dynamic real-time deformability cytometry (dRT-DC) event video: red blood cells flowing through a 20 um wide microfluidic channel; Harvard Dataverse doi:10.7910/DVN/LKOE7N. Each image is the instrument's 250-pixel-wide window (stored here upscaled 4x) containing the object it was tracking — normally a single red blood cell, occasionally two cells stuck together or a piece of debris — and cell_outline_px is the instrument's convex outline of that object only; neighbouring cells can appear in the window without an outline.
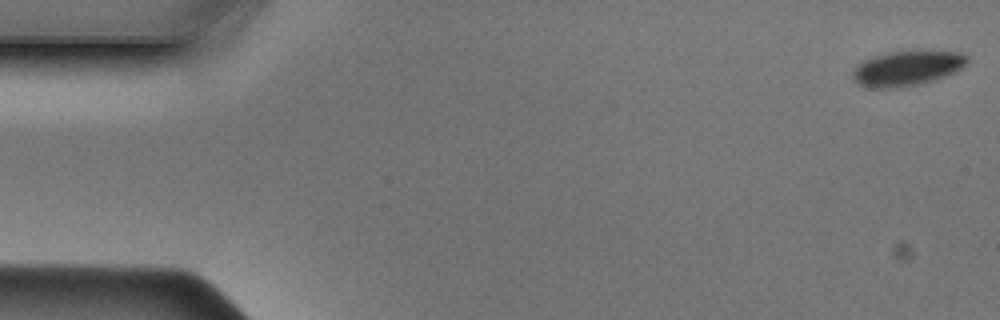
{"species": "Egyptian fruit bat (a non-hibernating species)", "species_latin": "Rousettus aegyptiacus", "temperature_condition": "cold", "stored_images_in_passage": 48, "camera_frame_rate_fps": 3000, "um_per_image_px": 0.085, "animal": {"sex": "male"}, "frame": {"image": 1, "passage_image": 1, "time_ms": 0.0, "image_size_px": [1000, 320], "cell_outline_px": [[968, 60], [960, 68], [944, 76], [896, 88], [872, 88], [860, 84], [852, 76], [852, 72], [856, 64], [864, 60], [888, 52], [956, 52], [968, 56]], "centroid_in_image_um": [77.02, 5.8], "position_along_channel_um": 8.0, "area_um2": 22.31}}
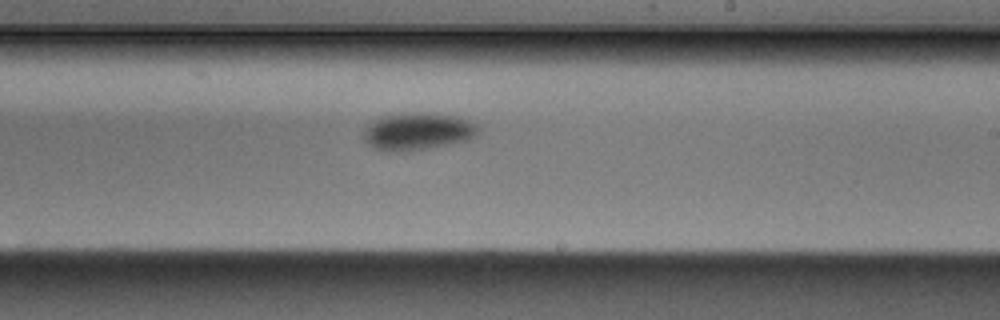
{"frame": {"image": 2, "passage_image": 28, "time_ms": 9.0, "image_size_px": [1000, 320], "cell_outline_px": [[480, 128], [472, 136], [464, 140], [428, 148], [396, 152], [372, 148], [364, 140], [364, 128], [372, 120], [380, 116], [404, 112], [432, 112], [460, 116], [476, 124]], "centroid_in_image_um": [35.44, 11.13], "position_along_channel_um": 253.6, "area_um2": 25.09}}
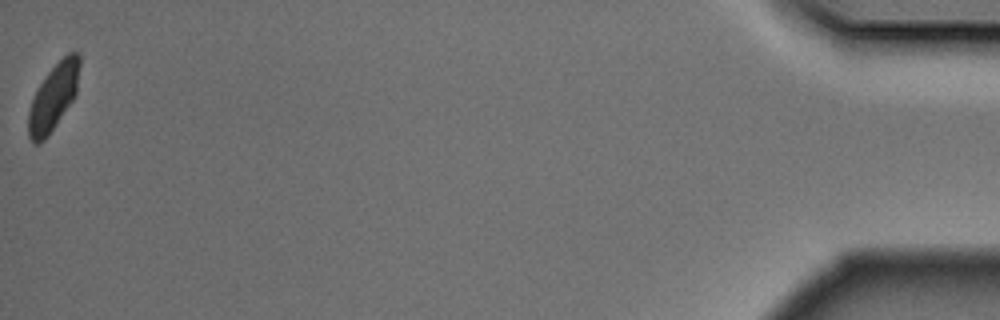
{"frame": {"image": 3, "passage_image": 48, "time_ms": 15.667, "image_size_px": [1000, 320], "cell_outline_px": [[80, 64], [76, 92], [72, 100], [48, 136], [44, 140], [36, 144], [28, 136], [28, 112], [32, 100], [40, 84], [48, 72], [68, 52], [76, 52], [80, 56]], "centroid_in_image_um": [4.54, 8.25], "position_along_channel_um": 430.7, "area_um2": 19.36}}